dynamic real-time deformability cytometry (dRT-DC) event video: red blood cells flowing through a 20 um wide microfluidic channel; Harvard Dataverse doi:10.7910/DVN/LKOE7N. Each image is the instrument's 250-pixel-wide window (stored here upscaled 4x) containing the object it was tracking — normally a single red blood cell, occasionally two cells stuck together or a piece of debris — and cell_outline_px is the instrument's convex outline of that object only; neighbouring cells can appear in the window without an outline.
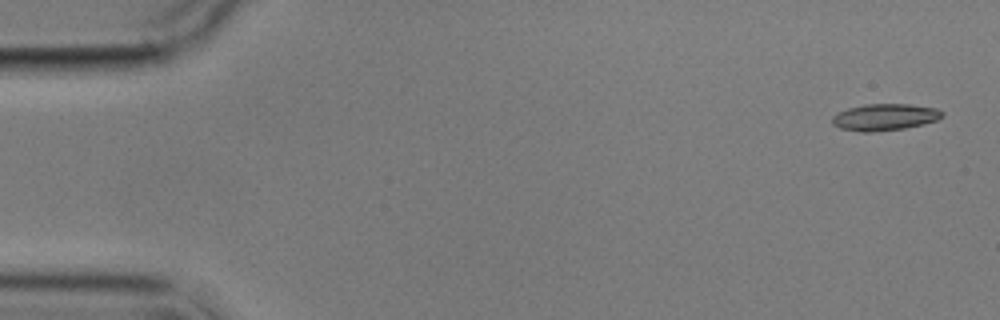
{"species": "common noctule bat (a hibernating species)", "species_latin": "Nyctalus noctula", "temperature_condition": "cold", "stored_images_in_passage": 2, "camera_frame_rate_fps": 3000, "um_per_image_px": 0.085, "animal": {"sex": "male", "body_mass_g": 17.9}, "frame": {"image": 1, "passage_image": 1, "time_ms": 0.0, "image_size_px": [1000, 320], "cell_outline_px": [[944, 116], [936, 120], [904, 128], [872, 132], [860, 132], [840, 128], [832, 124], [832, 116], [848, 108], [864, 104], [908, 104], [936, 108], [944, 112]], "centroid_in_image_um": [75.19, 9.95], "position_along_channel_um": 9.8, "area_um2": 16.99}}